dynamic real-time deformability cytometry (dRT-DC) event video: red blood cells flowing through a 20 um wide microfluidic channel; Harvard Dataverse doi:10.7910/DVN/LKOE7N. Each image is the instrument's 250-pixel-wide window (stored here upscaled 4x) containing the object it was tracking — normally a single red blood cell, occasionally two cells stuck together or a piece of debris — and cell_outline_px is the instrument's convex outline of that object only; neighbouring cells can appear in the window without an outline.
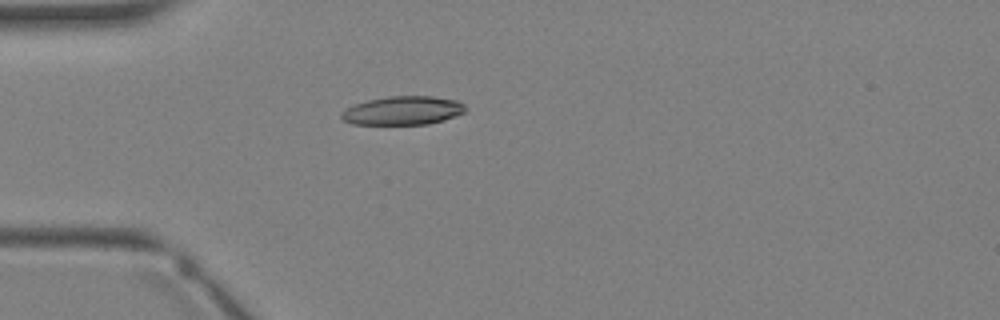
{"species": "Egyptian fruit bat (a non-hibernating species)", "species_latin": "Rousettus aegyptiacus", "temperature_condition": "warm", "stored_images_in_passage": 3, "camera_frame_rate_fps": 3000, "um_per_image_px": 0.085, "animal": {"sex": "female"}, "frame": {"image": 1, "passage_image": 3, "time_ms": 2.333, "image_size_px": [1000, 320], "cell_outline_px": [[468, 108], [464, 112], [456, 116], [444, 120], [428, 124], [352, 124], [344, 120], [340, 116], [340, 112], [356, 104], [368, 100], [388, 96], [432, 96], [456, 100], [464, 104]], "centroid_in_image_um": [34.28, 9.39], "position_along_channel_um": 50.7, "area_um2": 20.69}}